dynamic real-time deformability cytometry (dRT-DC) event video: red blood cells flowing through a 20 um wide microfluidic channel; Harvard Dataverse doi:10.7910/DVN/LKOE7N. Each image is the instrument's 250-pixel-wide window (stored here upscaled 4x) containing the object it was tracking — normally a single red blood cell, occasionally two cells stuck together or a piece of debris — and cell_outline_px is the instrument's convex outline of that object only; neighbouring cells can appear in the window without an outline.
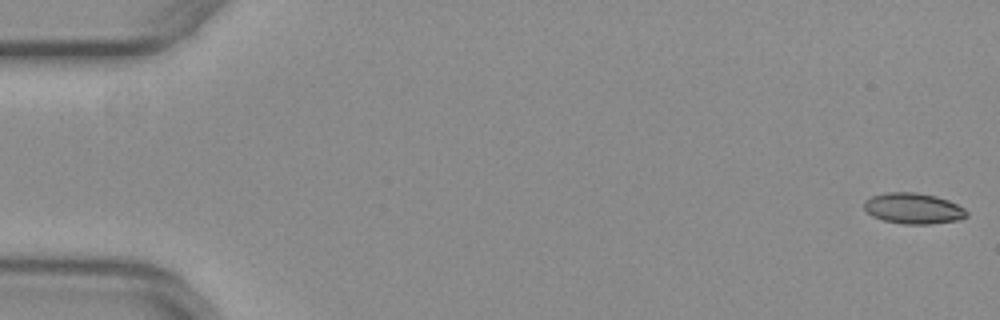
{"species": "common noctule bat (a hibernating species)", "species_latin": "Nyctalus noctula", "temperature_condition": "warm", "stored_images_in_passage": 11, "camera_frame_rate_fps": 3000, "um_per_image_px": 0.085, "animal": {"sex": "female", "body_mass_g": 29.2, "forearm_length_mm": 56.3}, "frame": {"image": 1, "passage_image": 1, "time_ms": 0.0, "image_size_px": [1000, 320], "cell_outline_px": [[968, 216], [960, 220], [932, 224], [900, 224], [884, 220], [872, 216], [864, 208], [864, 200], [872, 196], [884, 192], [916, 192], [936, 196], [948, 200], [964, 208], [968, 212]], "centroid_in_image_um": [77.64, 17.72], "position_along_channel_um": 7.4, "area_um2": 18.61}}